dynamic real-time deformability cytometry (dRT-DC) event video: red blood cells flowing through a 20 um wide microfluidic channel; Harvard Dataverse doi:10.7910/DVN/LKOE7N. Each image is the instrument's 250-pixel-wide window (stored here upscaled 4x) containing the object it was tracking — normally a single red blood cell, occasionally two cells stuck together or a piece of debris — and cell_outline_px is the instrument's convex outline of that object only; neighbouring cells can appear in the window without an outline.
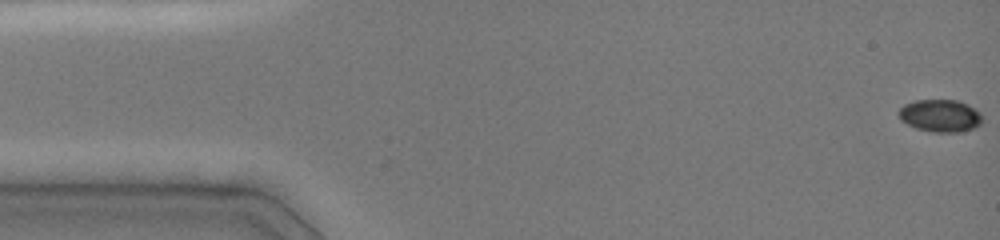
{"species": "common noctule bat (a hibernating species)", "species_latin": "Nyctalus noctula", "temperature_condition": "cold", "stored_images_in_passage": 15, "camera_frame_rate_fps": 3000, "um_per_image_px": 0.085, "animal": {"sex": "female", "body_mass_g": 19.0, "forearm_length_mm": 51.5}, "frame": {"image": 1, "passage_image": 1, "time_ms": 0.0, "image_size_px": [1000, 240], "cell_outline_px": [[980, 124], [976, 128], [956, 132], [932, 132], [916, 128], [900, 120], [896, 112], [904, 104], [916, 100], [956, 100], [968, 104], [980, 112]], "centroid_in_image_um": [79.88, 9.83], "position_along_channel_um": 5.1, "area_um2": 15.84}}
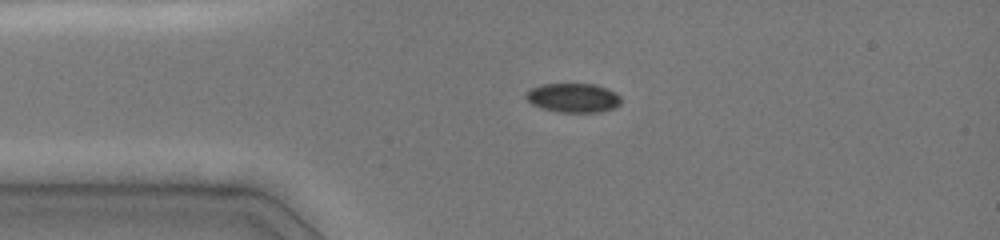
{"frame": {"image": 2, "passage_image": 8, "time_ms": 3.333, "image_size_px": [1000, 240], "cell_outline_px": [[620, 104], [604, 112], [560, 112], [544, 108], [532, 104], [524, 96], [532, 88], [540, 84], [596, 84], [608, 88], [616, 92], [620, 96]], "centroid_in_image_um": [48.76, 8.31], "position_along_channel_um": 36.2, "area_um2": 16.13}}
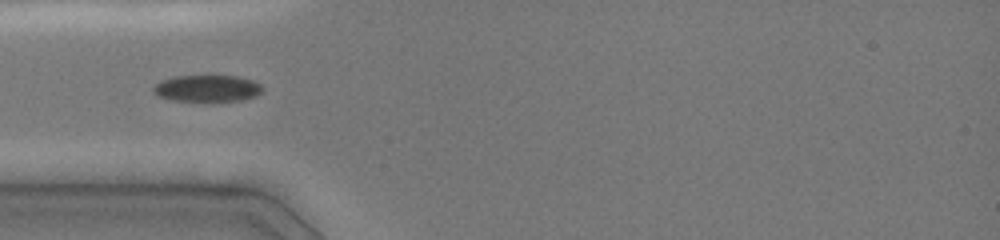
{"frame": {"image": 3, "passage_image": 11, "time_ms": 4.667, "image_size_px": [1000, 240], "cell_outline_px": [[260, 92], [256, 96], [240, 100], [172, 100], [156, 96], [152, 92], [152, 88], [160, 80], [172, 76], [236, 76], [252, 80], [260, 84]], "centroid_in_image_um": [17.53, 7.49], "position_along_channel_um": 67.5, "area_um2": 16.7}}